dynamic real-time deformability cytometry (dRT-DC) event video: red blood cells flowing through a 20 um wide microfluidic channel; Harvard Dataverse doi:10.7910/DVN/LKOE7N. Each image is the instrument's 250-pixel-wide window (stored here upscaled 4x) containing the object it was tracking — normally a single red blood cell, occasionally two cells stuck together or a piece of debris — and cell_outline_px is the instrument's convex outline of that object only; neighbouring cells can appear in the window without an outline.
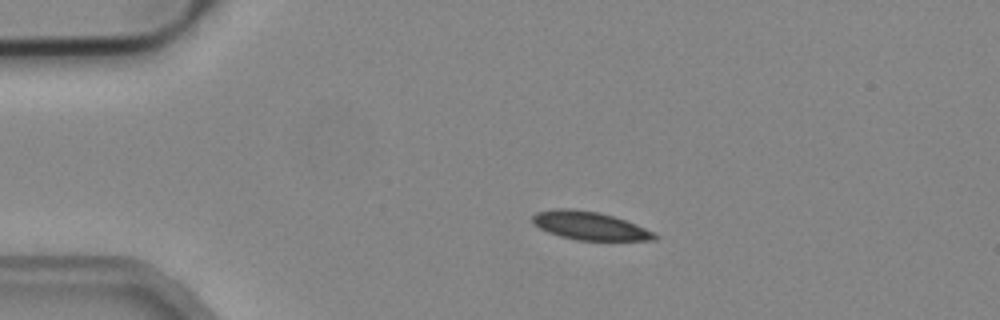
{"species": "common noctule bat (a hibernating species)", "species_latin": "Nyctalus noctula", "temperature_condition": "cold", "stored_images_in_passage": 42, "camera_frame_rate_fps": 3000, "um_per_image_px": 0.085, "animal": {"sex": "male", "body_mass_g": 19.2, "forearm_length_mm": 51.8}, "frame": {"image": 1, "passage_image": 1, "time_ms": 0.0, "image_size_px": [1000, 320], "cell_outline_px": [[660, 236], [656, 240], [576, 240], [560, 236], [548, 232], [532, 224], [532, 216], [536, 212], [556, 208], [568, 208], [600, 212], [636, 224], [656, 232]], "centroid_in_image_um": [50.13, 19.19], "position_along_channel_um": 34.9, "area_um2": 20.23}}
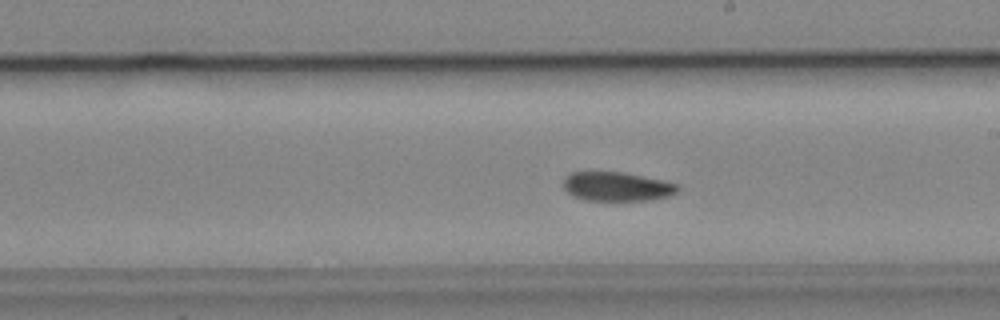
{"frame": {"image": 2, "passage_image": 20, "time_ms": 6.333, "image_size_px": [1000, 320], "cell_outline_px": [[680, 188], [676, 192], [668, 196], [648, 200], [588, 200], [576, 196], [568, 192], [564, 188], [564, 176], [568, 172], [624, 172], [664, 180], [676, 184]], "centroid_in_image_um": [52.43, 15.84], "position_along_channel_um": 236.6, "area_um2": 19.25}}
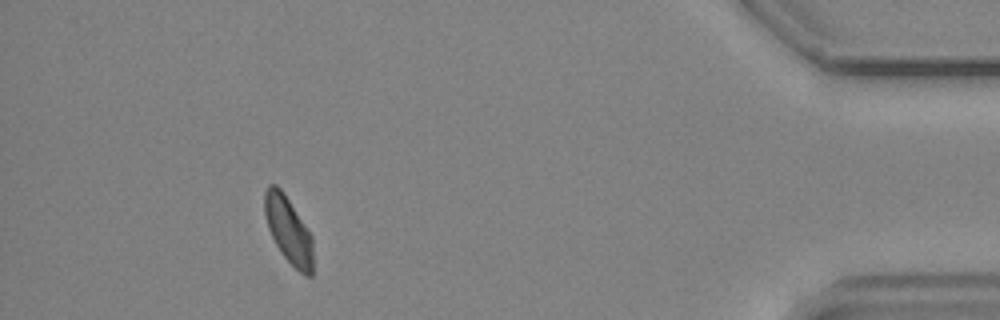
{"frame": {"image": 3, "passage_image": 38, "time_ms": 12.333, "image_size_px": [1000, 320], "cell_outline_px": [[312, 276], [304, 276], [284, 256], [276, 244], [268, 228], [264, 212], [264, 192], [268, 184], [276, 184], [284, 192], [312, 236]], "centroid_in_image_um": [24.5, 19.52], "position_along_channel_um": 410.7, "area_um2": 18.61}, "authors_computed_cell_mechanics": {"area_um2": 19.9699, "velocity_mm_per_s": 3.8794, "shape_relaxation_time_tau1_ms": 6.3448, "shape_relaxation_time_tau2_ms": null, "deformation_change_tau1": 0.1375, "deformation_change_tau2": null}}